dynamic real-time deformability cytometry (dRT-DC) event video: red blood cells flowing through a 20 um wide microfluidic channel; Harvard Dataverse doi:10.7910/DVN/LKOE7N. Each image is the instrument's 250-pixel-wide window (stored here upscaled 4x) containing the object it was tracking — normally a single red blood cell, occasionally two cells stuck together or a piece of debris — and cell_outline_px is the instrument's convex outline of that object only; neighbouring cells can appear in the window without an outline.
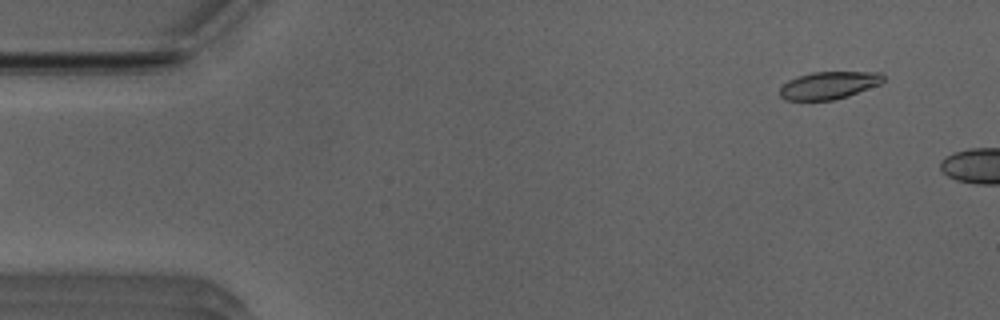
{"species": "Egyptian fruit bat (a non-hibernating species)", "species_latin": "Rousettus aegyptiacus", "temperature_condition": "room temperature", "stored_images_in_passage": 4, "camera_frame_rate_fps": 3000, "um_per_image_px": 0.085, "animal": {"sex": "male"}, "frame": {"image": 1, "passage_image": 1, "time_ms": 0.0, "image_size_px": [1000, 320], "cell_outline_px": [[884, 80], [880, 84], [848, 96], [832, 100], [784, 100], [780, 96], [780, 88], [788, 80], [812, 72], [880, 72], [884, 76]], "centroid_in_image_um": [70.46, 7.25], "position_along_channel_um": 14.5, "area_um2": 16.47}}